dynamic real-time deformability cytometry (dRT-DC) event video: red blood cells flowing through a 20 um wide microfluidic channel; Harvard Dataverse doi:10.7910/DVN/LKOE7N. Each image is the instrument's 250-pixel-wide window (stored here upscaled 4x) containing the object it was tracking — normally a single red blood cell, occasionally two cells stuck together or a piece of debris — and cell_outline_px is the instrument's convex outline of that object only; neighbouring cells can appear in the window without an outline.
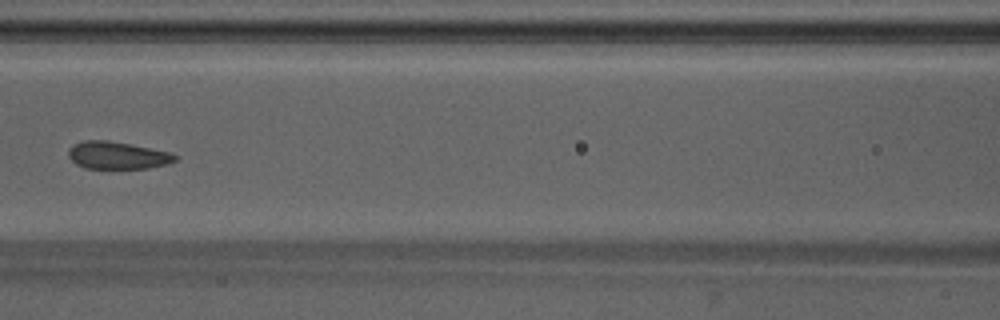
{"species": "Egyptian fruit bat (a non-hibernating species)", "species_latin": "Rousettus aegyptiacus", "temperature_condition": "warm", "stored_images_in_passage": 5, "camera_frame_rate_fps": 3000, "um_per_image_px": 0.085, "animal": {"sex": "male"}, "frame": {"image": 1, "passage_image": 5, "time_ms": 1.333, "image_size_px": [1000, 320], "cell_outline_px": [[176, 160], [168, 164], [148, 168], [84, 168], [76, 164], [68, 156], [68, 148], [72, 144], [84, 140], [108, 140], [172, 152], [176, 156]], "centroid_in_image_um": [9.95, 13.2], "position_along_channel_um": 156.6, "area_um2": 17.11}}